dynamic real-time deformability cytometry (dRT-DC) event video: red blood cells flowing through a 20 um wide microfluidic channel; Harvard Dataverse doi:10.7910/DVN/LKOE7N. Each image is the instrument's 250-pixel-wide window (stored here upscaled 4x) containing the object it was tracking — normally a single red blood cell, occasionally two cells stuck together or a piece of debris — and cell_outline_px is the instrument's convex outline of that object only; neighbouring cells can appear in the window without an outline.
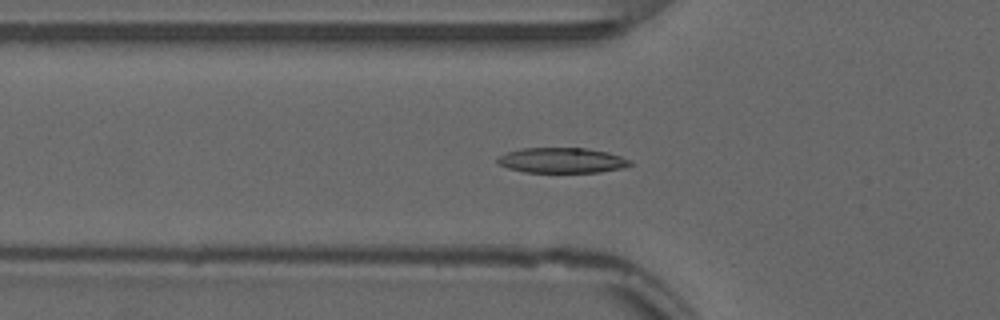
{"species": "common noctule bat (a hibernating species)", "species_latin": "Nyctalus noctula", "temperature_condition": "warm", "stored_images_in_passage": 48, "camera_frame_rate_fps": 3000, "um_per_image_px": 0.085, "animal": {"sex": "male", "forearm_length_mm": 52.5}, "frame": {"image": 1, "passage_image": 12, "time_ms": 3.667, "image_size_px": [1000, 320], "cell_outline_px": [[632, 164], [624, 168], [600, 172], [524, 172], [508, 168], [500, 164], [496, 160], [496, 156], [520, 148], [588, 148], [608, 152], [632, 160]], "centroid_in_image_um": [47.77, 13.63], "position_along_channel_um": 78.0, "area_um2": 19.65}}
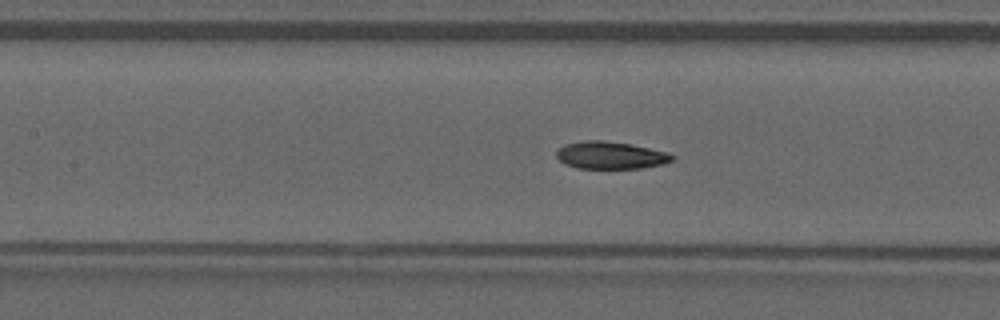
{"frame": {"image": 2, "passage_image": 18, "time_ms": 5.667, "image_size_px": [1000, 320], "cell_outline_px": [[676, 160], [664, 164], [640, 168], [576, 168], [564, 164], [556, 156], [556, 152], [564, 144], [584, 140], [604, 140], [628, 144], [668, 152], [676, 156]], "centroid_in_image_um": [51.92, 13.2], "position_along_channel_um": 155.5, "area_um2": 18.55}}
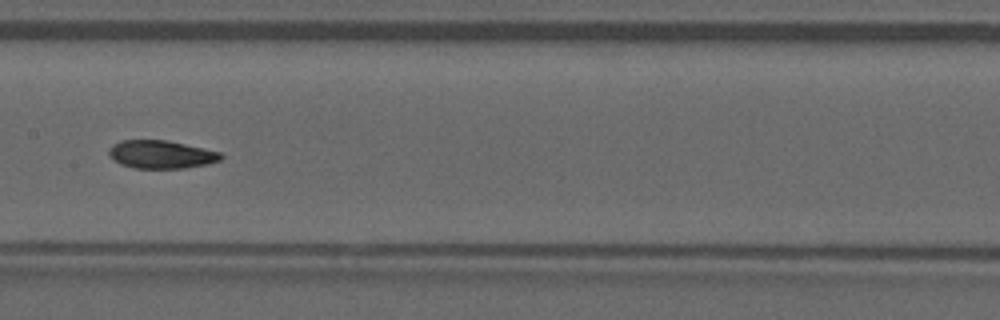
{"frame": {"image": 3, "passage_image": 21, "time_ms": 6.667, "image_size_px": [1000, 320], "cell_outline_px": [[224, 156], [220, 160], [208, 164], [184, 168], [132, 168], [120, 164], [108, 156], [108, 148], [112, 144], [120, 140], [168, 140], [204, 148], [220, 152]], "centroid_in_image_um": [13.66, 13.12], "position_along_channel_um": 193.7, "area_um2": 18.55}, "authors_computed_cell_mechanics": {"area_um2": 18.8717, "velocity_mm_per_s": 3.8234, "shape_relaxation_time_tau1_ms": 7.7242, "shape_relaxation_time_tau2_ms": 2.0876, "deformation_change_tau1": 0.2225, "deformation_change_tau2": 0.0688}}